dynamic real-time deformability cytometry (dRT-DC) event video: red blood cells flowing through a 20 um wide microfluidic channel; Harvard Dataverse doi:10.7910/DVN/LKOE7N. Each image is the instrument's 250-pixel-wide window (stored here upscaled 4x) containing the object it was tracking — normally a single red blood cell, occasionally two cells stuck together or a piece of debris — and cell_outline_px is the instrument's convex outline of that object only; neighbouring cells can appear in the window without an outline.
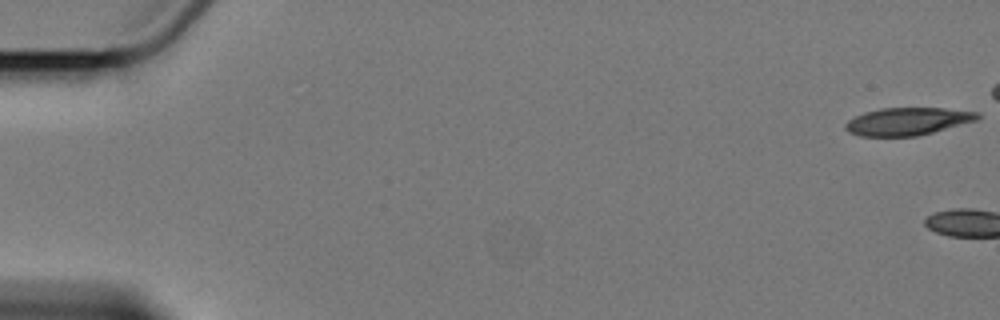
{"species": "Egyptian fruit bat (a non-hibernating species)", "species_latin": "Rousettus aegyptiacus", "temperature_condition": "cold", "stored_images_in_passage": 2, "camera_frame_rate_fps": 3000, "um_per_image_px": 0.085, "animal": {"sex": "female"}, "frame": {"image": 1, "passage_image": 1, "time_ms": 0.0, "image_size_px": [1000, 320], "cell_outline_px": [[980, 120], [916, 136], [860, 136], [848, 132], [844, 128], [844, 124], [848, 120], [864, 112], [880, 108], [944, 108], [976, 112], [980, 116]], "centroid_in_image_um": [77.13, 10.32], "position_along_channel_um": 7.9, "area_um2": 21.27}}